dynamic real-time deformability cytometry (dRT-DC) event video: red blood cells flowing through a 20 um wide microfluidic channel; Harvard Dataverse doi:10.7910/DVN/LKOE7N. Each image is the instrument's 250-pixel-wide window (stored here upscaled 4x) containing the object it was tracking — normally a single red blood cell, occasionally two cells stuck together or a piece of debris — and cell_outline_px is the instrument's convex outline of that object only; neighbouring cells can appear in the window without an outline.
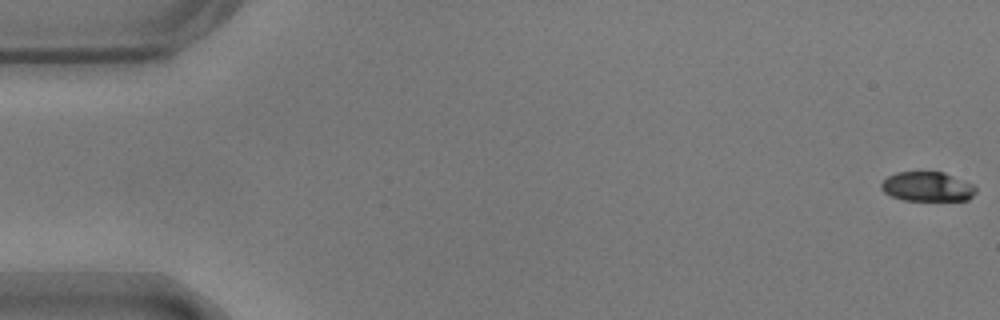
{"species": "common noctule bat (a hibernating species)", "species_latin": "Nyctalus noctula", "temperature_condition": "warm", "stored_images_in_passage": 10, "camera_frame_rate_fps": 3000, "um_per_image_px": 0.085, "animal": {"sex": "male", "body_mass_g": 17.9}, "frame": {"image": 1, "passage_image": 1, "time_ms": 0.0, "image_size_px": [1000, 320], "cell_outline_px": [[976, 192], [968, 200], [904, 200], [892, 196], [884, 192], [880, 188], [880, 184], [888, 176], [896, 172], [944, 172], [972, 184], [976, 188]], "centroid_in_image_um": [78.81, 15.86], "position_along_channel_um": 6.2, "area_um2": 16.18}}